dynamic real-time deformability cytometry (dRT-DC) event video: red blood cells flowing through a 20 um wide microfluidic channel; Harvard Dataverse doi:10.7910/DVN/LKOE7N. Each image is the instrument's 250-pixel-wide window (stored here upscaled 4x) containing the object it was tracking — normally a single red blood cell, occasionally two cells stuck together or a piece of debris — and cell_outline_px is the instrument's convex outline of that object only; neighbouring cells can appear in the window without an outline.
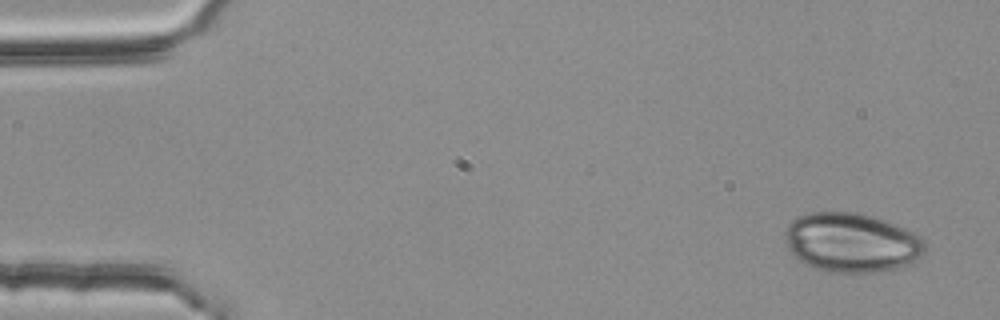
{"species": "common noctule bat (a hibernating species)", "species_latin": "Nyctalus noctula", "temperature_condition": "room temperature", "stored_images_in_passage": 4, "camera_frame_rate_fps": 3000, "um_per_image_px": 0.085, "animal": {"sex": "female", "body_mass_g": 25.1}, "frame": {"image": 1, "passage_image": 1, "time_ms": 0.0, "image_size_px": [1000, 320], "cell_outline_px": [[924, 256], [908, 264], [896, 268], [872, 272], [828, 272], [804, 264], [788, 248], [784, 232], [788, 224], [796, 216], [812, 212], [856, 212], [872, 216], [884, 220], [904, 228], [920, 236], [924, 240]], "centroid_in_image_um": [72.37, 20.61], "position_along_channel_um": 12.6, "area_um2": 48.26}}